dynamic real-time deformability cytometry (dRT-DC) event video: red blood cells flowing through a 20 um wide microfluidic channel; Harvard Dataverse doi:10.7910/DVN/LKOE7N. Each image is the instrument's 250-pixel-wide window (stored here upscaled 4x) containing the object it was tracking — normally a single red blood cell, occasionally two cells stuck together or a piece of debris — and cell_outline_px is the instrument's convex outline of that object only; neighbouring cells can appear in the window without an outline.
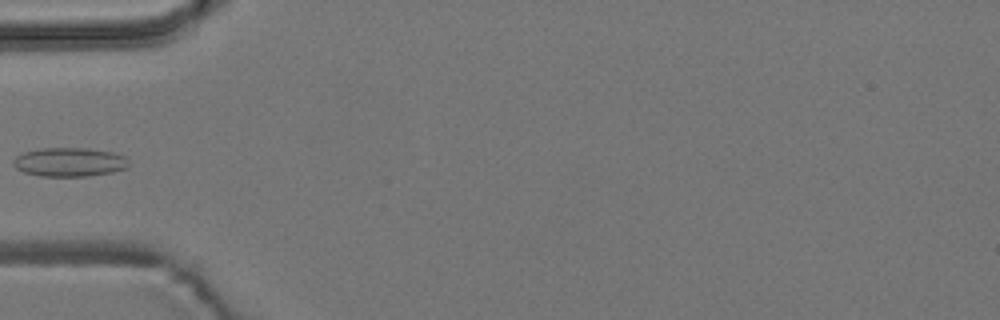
{"species": "common noctule bat (a hibernating species)", "species_latin": "Nyctalus noctula", "temperature_condition": "room temperature", "stored_images_in_passage": 4, "camera_frame_rate_fps": 3000, "um_per_image_px": 0.085, "animal": {"sex": "male", "body_mass_g": 19.2, "forearm_length_mm": 51.8}, "frame": {"image": 1, "passage_image": 3, "time_ms": 2.333, "image_size_px": [1000, 320], "cell_outline_px": [[128, 168], [112, 172], [88, 176], [40, 176], [24, 172], [16, 168], [12, 164], [12, 160], [16, 156], [24, 152], [40, 148], [88, 148], [112, 152], [124, 156], [128, 160]], "centroid_in_image_um": [5.89, 13.77], "position_along_channel_um": 79.1, "area_um2": 19.54}}
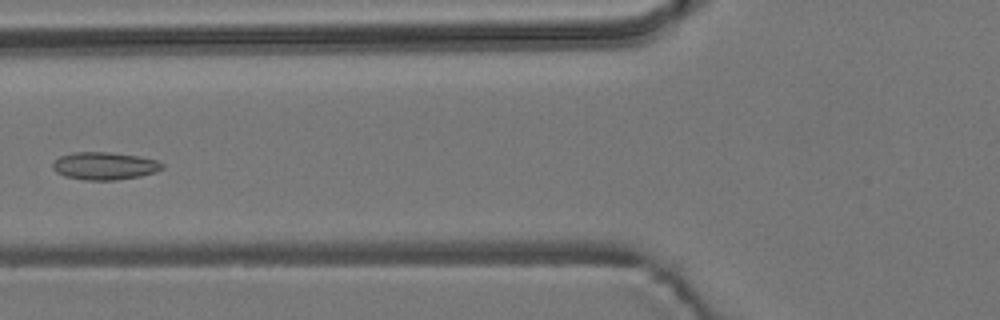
{"frame": {"image": 2, "passage_image": 4, "time_ms": 3.333, "image_size_px": [1000, 320], "cell_outline_px": [[164, 168], [156, 172], [140, 176], [116, 180], [84, 180], [64, 176], [56, 172], [52, 168], [52, 164], [60, 156], [72, 152], [108, 152], [140, 156], [156, 160], [164, 164]], "centroid_in_image_um": [8.89, 14.1], "position_along_channel_um": 116.9, "area_um2": 17.74}}